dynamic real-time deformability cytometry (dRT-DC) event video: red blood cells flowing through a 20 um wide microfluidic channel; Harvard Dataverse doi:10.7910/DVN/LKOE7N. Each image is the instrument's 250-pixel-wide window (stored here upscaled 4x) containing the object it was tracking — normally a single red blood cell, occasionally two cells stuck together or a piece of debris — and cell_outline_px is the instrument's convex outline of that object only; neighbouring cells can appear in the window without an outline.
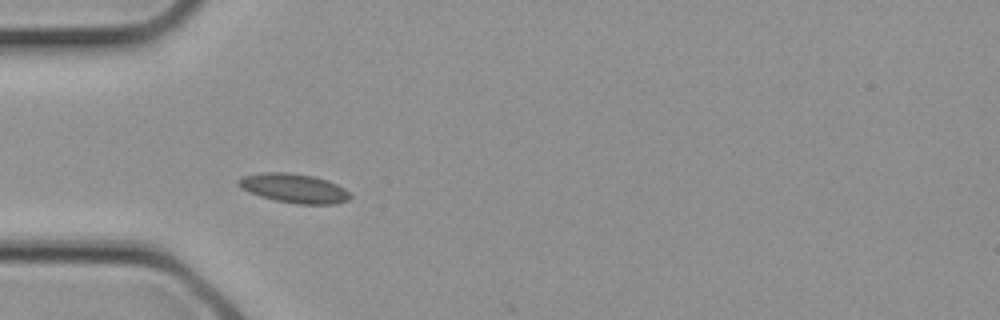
{"species": "common noctule bat (a hibernating species)", "species_latin": "Nyctalus noctula", "temperature_condition": "cold", "stored_images_in_passage": 3, "camera_frame_rate_fps": 3000, "um_per_image_px": 0.085, "animal": {"sex": "female", "body_mass_g": 21.9}, "frame": {"image": 1, "passage_image": 3, "time_ms": 0.667, "image_size_px": [1000, 320], "cell_outline_px": [[352, 196], [348, 200], [336, 204], [296, 204], [276, 200], [260, 196], [248, 192], [240, 188], [236, 184], [236, 180], [244, 176], [264, 172], [288, 172], [312, 176], [328, 180], [344, 188]], "centroid_in_image_um": [24.97, 16.0], "position_along_channel_um": 60.0, "area_um2": 19.07}}